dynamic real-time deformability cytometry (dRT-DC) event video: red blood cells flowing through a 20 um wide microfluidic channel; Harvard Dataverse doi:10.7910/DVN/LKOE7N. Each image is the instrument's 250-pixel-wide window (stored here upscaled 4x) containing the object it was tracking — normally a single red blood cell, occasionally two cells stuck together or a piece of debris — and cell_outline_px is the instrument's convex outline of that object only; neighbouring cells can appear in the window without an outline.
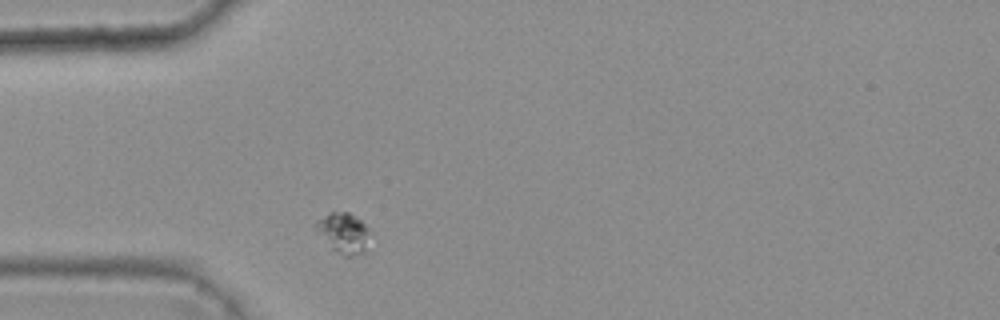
{"species": "common noctule bat (a hibernating species)", "species_latin": "Nyctalus noctula", "temperature_condition": "warm", "stored_images_in_passage": 1, "camera_frame_rate_fps": 3000, "um_per_image_px": 0.085, "animal": {"sex": "female", "body_mass_g": 25.1}, "frame": {"image": 1, "passage_image": 1, "time_ms": 0.0, "image_size_px": [1000, 320], "cell_outline_px": [[372, 232], [364, 248], [360, 252], [352, 256], [344, 256], [332, 248], [312, 228], [312, 224], [316, 220], [328, 212], [348, 212], [360, 220]], "centroid_in_image_um": [29.13, 19.76], "position_along_channel_um": 55.9, "area_um2": 12.72}}